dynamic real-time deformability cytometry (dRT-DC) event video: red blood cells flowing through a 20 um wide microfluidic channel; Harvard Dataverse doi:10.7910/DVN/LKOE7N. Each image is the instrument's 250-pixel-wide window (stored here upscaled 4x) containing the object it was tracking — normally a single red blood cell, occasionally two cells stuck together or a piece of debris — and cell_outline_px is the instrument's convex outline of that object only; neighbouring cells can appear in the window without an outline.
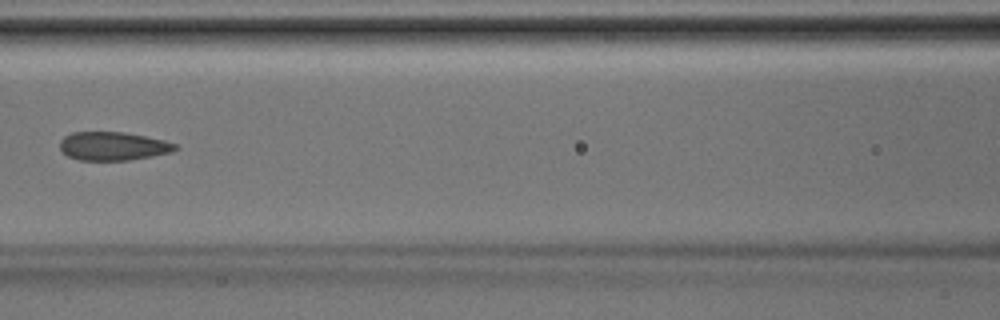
{"species": "Egyptian fruit bat (a non-hibernating species)", "species_latin": "Rousettus aegyptiacus", "temperature_condition": "room temperature", "stored_images_in_passage": 20, "camera_frame_rate_fps": 3000, "um_per_image_px": 0.085, "animal": {"sex": "male"}, "frame": {"image": 1, "passage_image": 9, "time_ms": 2.667, "image_size_px": [1000, 320], "cell_outline_px": [[180, 148], [172, 152], [152, 156], [128, 160], [80, 160], [68, 156], [60, 148], [60, 140], [64, 136], [72, 132], [124, 132], [164, 140], [176, 144]], "centroid_in_image_um": [9.62, 12.42], "position_along_channel_um": 157.0, "area_um2": 19.13}}